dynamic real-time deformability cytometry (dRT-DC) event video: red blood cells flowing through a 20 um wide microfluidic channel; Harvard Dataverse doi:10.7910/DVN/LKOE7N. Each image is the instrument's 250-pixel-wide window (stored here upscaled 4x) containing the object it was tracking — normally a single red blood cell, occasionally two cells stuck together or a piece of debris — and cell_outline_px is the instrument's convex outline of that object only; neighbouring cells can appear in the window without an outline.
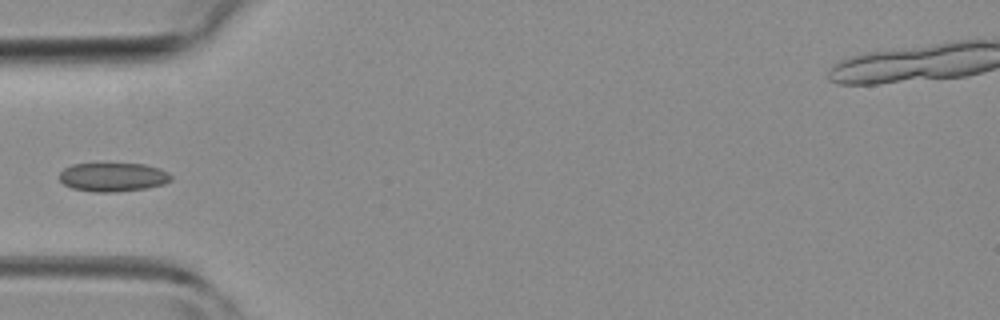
{"species": "common noctule bat (a hibernating species)", "species_latin": "Nyctalus noctula", "temperature_condition": "room temperature", "stored_images_in_passage": 4, "camera_frame_rate_fps": 3000, "um_per_image_px": 0.085, "animal": {"sex": "female", "body_mass_g": 19.3, "forearm_length_mm": 54.1}, "frame": {"image": 1, "passage_image": 4, "time_ms": 3.667, "image_size_px": [1000, 320], "cell_outline_px": [[172, 180], [164, 184], [144, 188], [112, 192], [92, 192], [72, 188], [64, 184], [60, 180], [60, 172], [64, 168], [72, 164], [104, 160], [144, 164], [160, 168], [168, 172], [172, 176]], "centroid_in_image_um": [9.58, 14.98], "position_along_channel_um": 75.4, "area_um2": 19.71}}